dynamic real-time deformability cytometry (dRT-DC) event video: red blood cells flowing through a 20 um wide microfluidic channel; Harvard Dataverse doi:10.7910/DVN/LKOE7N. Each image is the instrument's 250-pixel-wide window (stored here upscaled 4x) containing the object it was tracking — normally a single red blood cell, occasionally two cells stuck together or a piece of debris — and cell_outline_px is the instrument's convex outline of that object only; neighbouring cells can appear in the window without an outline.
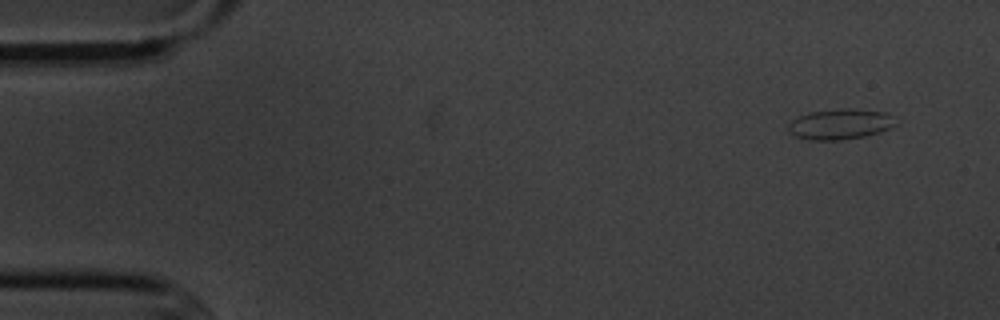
{"species": "common noctule bat (a hibernating species)", "species_latin": "Nyctalus noctula", "temperature_condition": "cold", "stored_images_in_passage": 9, "camera_frame_rate_fps": 3000, "um_per_image_px": 0.085, "animal": {"sex": "male", "body_mass_g": 20.1, "forearm_length_mm": 53.5}, "frame": {"image": 1, "passage_image": 1, "time_ms": 0.0, "image_size_px": [1000, 320], "cell_outline_px": [[900, 124], [892, 128], [880, 132], [864, 136], [840, 140], [808, 140], [796, 136], [788, 128], [788, 124], [796, 116], [808, 112], [840, 108], [856, 108], [884, 112], [900, 120]], "centroid_in_image_um": [71.48, 10.53], "position_along_channel_um": 13.5, "area_um2": 19.54}}
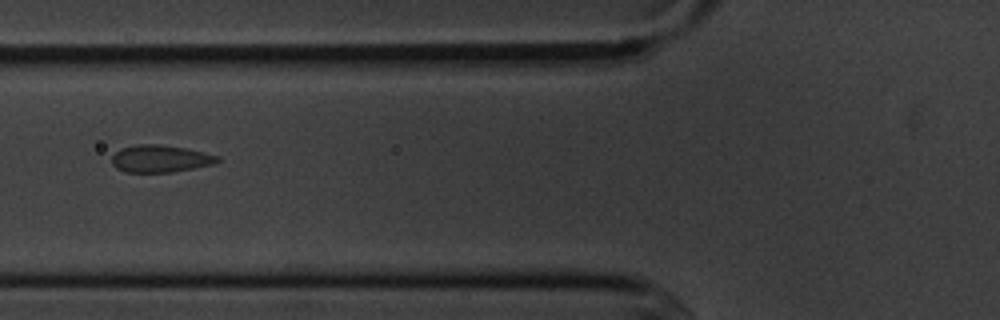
{"frame": {"image": 2, "passage_image": 6, "time_ms": 5.667, "image_size_px": [1000, 320], "cell_outline_px": [[220, 160], [212, 164], [172, 172], [124, 172], [116, 168], [112, 164], [112, 156], [120, 148], [136, 144], [160, 144], [188, 148], [220, 156]], "centroid_in_image_um": [13.61, 13.47], "position_along_channel_um": 112.2, "area_um2": 16.88}}
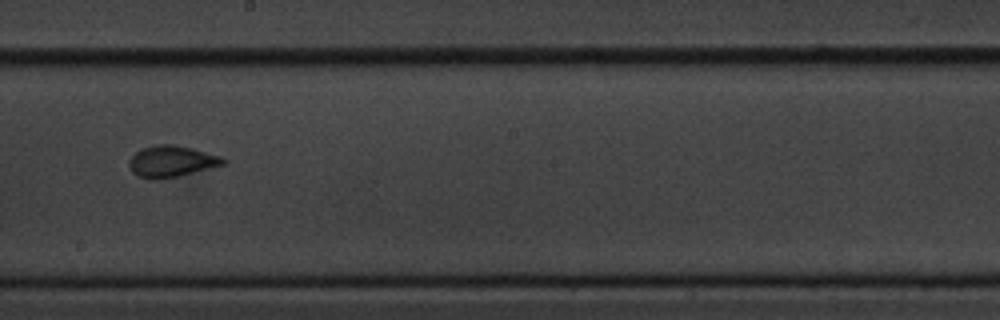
{"frame": {"image": 3, "passage_image": 9, "time_ms": 9.0, "image_size_px": [1000, 320], "cell_outline_px": [[228, 160], [224, 164], [176, 176], [156, 180], [152, 180], [136, 176], [132, 172], [128, 164], [128, 160], [136, 152], [144, 148], [156, 144], [172, 144], [192, 148], [220, 156]], "centroid_in_image_um": [14.53, 13.72], "position_along_channel_um": 233.7, "area_um2": 17.05}}